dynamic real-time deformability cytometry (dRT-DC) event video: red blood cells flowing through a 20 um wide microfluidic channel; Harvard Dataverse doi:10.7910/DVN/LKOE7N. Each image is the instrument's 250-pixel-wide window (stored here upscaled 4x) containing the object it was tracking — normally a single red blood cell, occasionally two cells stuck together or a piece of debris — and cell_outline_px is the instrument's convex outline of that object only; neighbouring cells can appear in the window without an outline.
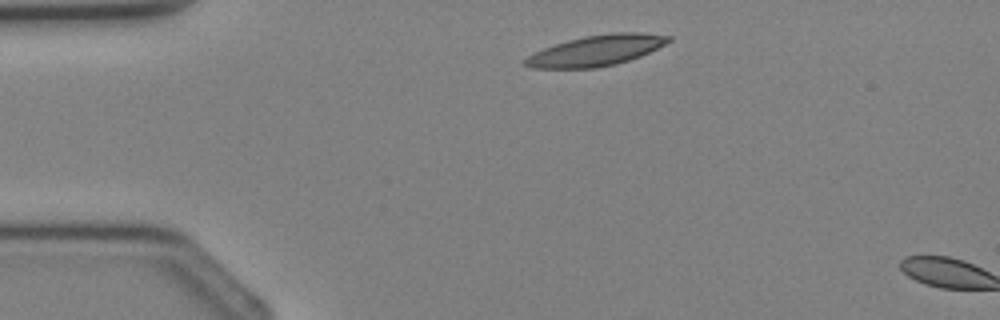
{"species": "Egyptian fruit bat (a non-hibernating species)", "species_latin": "Rousettus aegyptiacus", "temperature_condition": "cold", "stored_images_in_passage": 2, "camera_frame_rate_fps": 3000, "um_per_image_px": 0.085, "animal": {"sex": "female"}, "frame": {"image": 1, "passage_image": 1, "time_ms": 0.0, "image_size_px": [1000, 320], "cell_outline_px": [[672, 40], [640, 56], [616, 64], [596, 68], [532, 68], [524, 64], [524, 60], [528, 56], [544, 48], [568, 40], [584, 36], [612, 32], [640, 32], [672, 36]], "centroid_in_image_um": [50.7, 4.29], "position_along_channel_um": 34.3, "area_um2": 25.37}}